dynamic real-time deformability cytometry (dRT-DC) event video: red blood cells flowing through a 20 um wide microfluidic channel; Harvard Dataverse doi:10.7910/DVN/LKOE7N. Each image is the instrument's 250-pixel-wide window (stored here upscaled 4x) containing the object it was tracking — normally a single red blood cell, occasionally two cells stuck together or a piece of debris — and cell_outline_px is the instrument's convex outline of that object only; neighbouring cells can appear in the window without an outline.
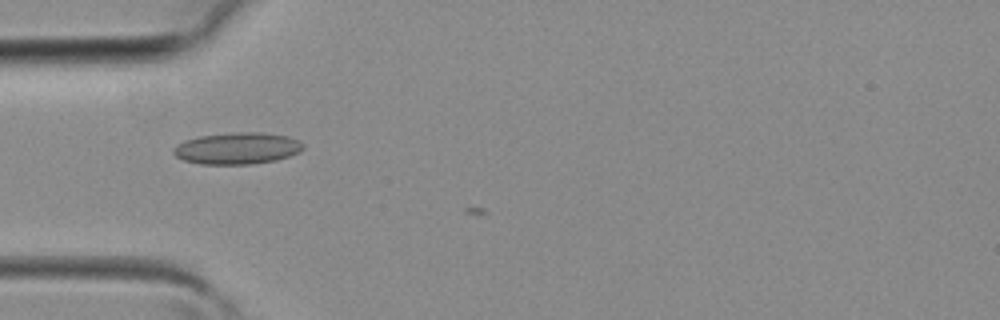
{"species": "common noctule bat (a hibernating species)", "species_latin": "Nyctalus noctula", "temperature_condition": "room temperature", "stored_images_in_passage": 6, "camera_frame_rate_fps": 3000, "um_per_image_px": 0.085, "animal": {"sex": "female", "body_mass_g": 19.3, "forearm_length_mm": 54.1}, "frame": {"image": 1, "passage_image": 5, "time_ms": 1.333, "image_size_px": [1000, 320], "cell_outline_px": [[304, 148], [300, 152], [276, 160], [252, 164], [200, 164], [184, 160], [176, 156], [172, 152], [172, 148], [176, 144], [184, 140], [200, 136], [236, 132], [260, 132], [288, 136], [304, 144]], "centroid_in_image_um": [20.14, 12.61], "position_along_channel_um": 64.9, "area_um2": 23.99}}